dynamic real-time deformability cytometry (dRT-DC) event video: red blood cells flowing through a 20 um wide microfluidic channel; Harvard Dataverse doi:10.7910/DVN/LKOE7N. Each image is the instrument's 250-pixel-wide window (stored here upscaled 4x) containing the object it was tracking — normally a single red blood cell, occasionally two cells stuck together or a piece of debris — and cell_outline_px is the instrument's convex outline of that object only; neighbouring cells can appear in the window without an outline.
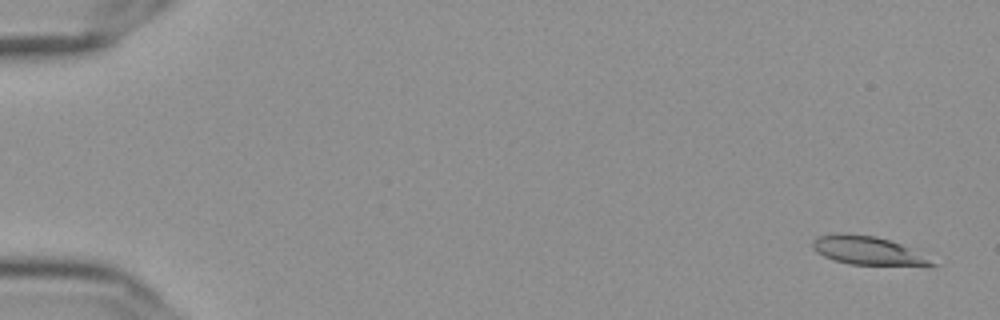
{"species": "Egyptian fruit bat (a non-hibernating species)", "species_latin": "Rousettus aegyptiacus", "temperature_condition": "cold", "stored_images_in_passage": 58, "camera_frame_rate_fps": 3000, "um_per_image_px": 0.085, "frame": {"image": 1, "passage_image": 3, "time_ms": 0.667, "image_size_px": [1000, 320], "cell_outline_px": [[940, 264], [848, 264], [824, 256], [816, 252], [812, 248], [812, 240], [816, 236], [836, 232], [848, 232], [876, 236], [912, 248]], "centroid_in_image_um": [73.64, 21.24], "position_along_channel_um": 11.4, "area_um2": 19.59}}
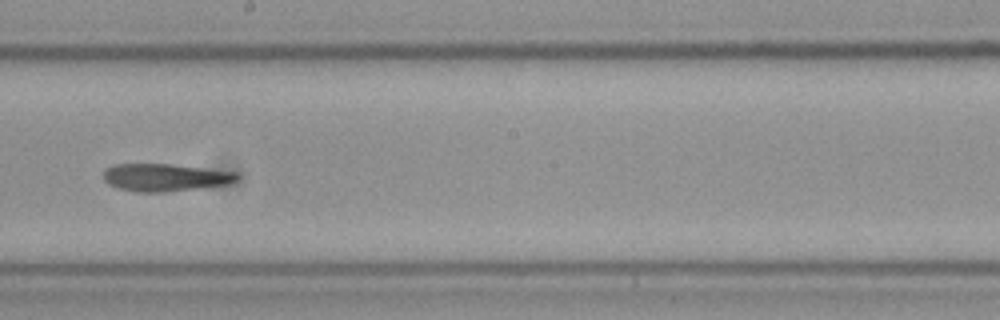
{"frame": {"image": 2, "passage_image": 34, "time_ms": 11.0, "image_size_px": [1000, 320], "cell_outline_px": [[240, 176], [236, 180], [228, 184], [168, 192], [136, 192], [120, 188], [108, 184], [104, 180], [104, 168], [112, 164], [168, 164], [236, 172]], "centroid_in_image_um": [14.0, 15.08], "position_along_channel_um": 234.2, "area_um2": 21.39}}
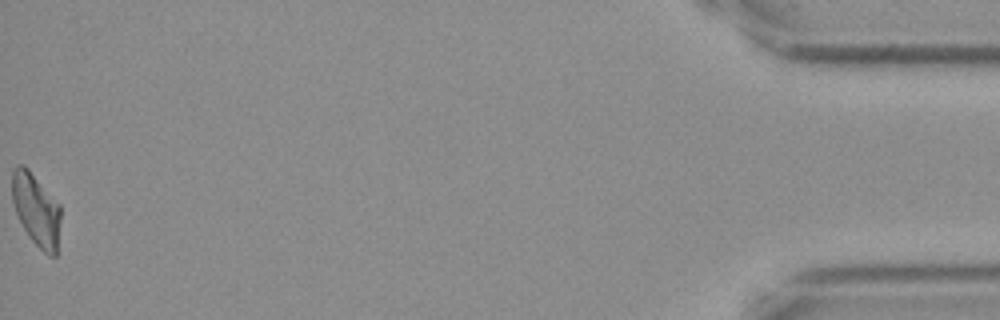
{"frame": {"image": 3, "passage_image": 58, "time_ms": 19.0, "image_size_px": [1000, 320], "cell_outline_px": [[60, 220], [56, 256], [48, 256], [28, 236], [16, 212], [12, 200], [12, 172], [20, 164], [24, 164], [28, 168], [60, 204]], "centroid_in_image_um": [3.08, 17.82], "position_along_channel_um": 432.1, "area_um2": 20.35}, "authors_computed_cell_mechanics": {"area_um2": 20.8369, "velocity_mm_per_s": 3.615, "shape_relaxation_time_tau1_ms": null, "shape_relaxation_time_tau2_ms": 8.2021, "deformation_change_tau1": null, "deformation_change_tau2": 0.1753}}